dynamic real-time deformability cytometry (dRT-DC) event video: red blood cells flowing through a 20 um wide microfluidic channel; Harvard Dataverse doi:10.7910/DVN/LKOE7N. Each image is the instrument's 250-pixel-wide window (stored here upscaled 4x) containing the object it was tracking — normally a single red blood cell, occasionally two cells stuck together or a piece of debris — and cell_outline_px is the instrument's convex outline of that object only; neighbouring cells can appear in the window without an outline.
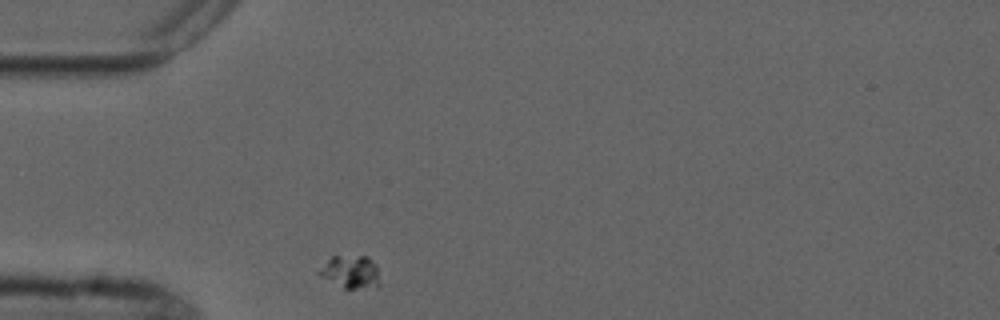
{"species": "common noctule bat (a hibernating species)", "species_latin": "Nyctalus noctula", "temperature_condition": "cold", "stored_images_in_passage": 2, "camera_frame_rate_fps": 3000, "um_per_image_px": 0.085, "animal": {"sex": "male", "forearm_length_mm": 52.5}, "frame": {"image": 1, "passage_image": 1, "time_ms": 0.0, "image_size_px": [1000, 320], "cell_outline_px": [[380, 288], [344, 288], [320, 276], [316, 272], [332, 256], [368, 256], [376, 264], [380, 284]], "centroid_in_image_um": [29.84, 23.12], "position_along_channel_um": 55.2, "area_um2": 11.68}}